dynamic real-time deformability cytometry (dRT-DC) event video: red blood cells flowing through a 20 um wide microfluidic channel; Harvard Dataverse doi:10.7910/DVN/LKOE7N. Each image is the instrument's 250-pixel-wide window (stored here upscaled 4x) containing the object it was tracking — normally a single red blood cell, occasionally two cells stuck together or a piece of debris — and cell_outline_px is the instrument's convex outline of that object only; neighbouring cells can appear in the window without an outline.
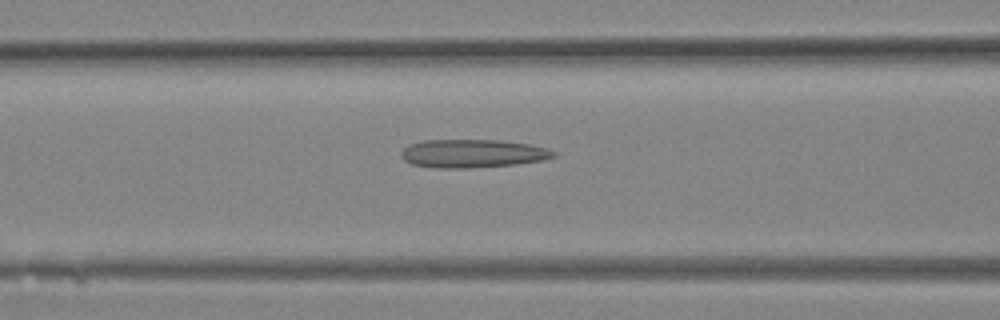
{"species": "Egyptian fruit bat (a non-hibernating species)", "species_latin": "Rousettus aegyptiacus", "temperature_condition": "room temperature", "stored_images_in_passage": 26, "segment_of_instrument_passage": [1, 2], "camera_frame_rate_fps": 3000, "um_per_image_px": 0.085, "animal": {"sex": "female"}, "frame": {"image": 1, "passage_image": 6, "time_ms": 1.667, "image_size_px": [1000, 320], "cell_outline_px": [[556, 156], [544, 160], [516, 164], [472, 168], [440, 168], [412, 164], [404, 160], [400, 156], [400, 152], [408, 144], [424, 140], [500, 140], [528, 144], [548, 148], [556, 152]], "centroid_in_image_um": [40.17, 13.05], "position_along_channel_um": 126.4, "area_um2": 25.26}}
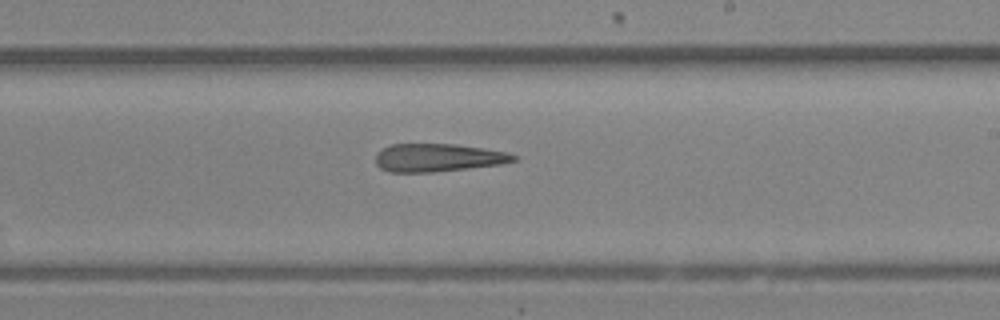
{"frame": {"image": 2, "passage_image": 12, "time_ms": 3.667, "image_size_px": [1000, 320], "cell_outline_px": [[520, 156], [516, 160], [500, 164], [468, 168], [432, 172], [388, 172], [380, 168], [376, 164], [376, 152], [392, 144], [456, 144], [484, 148], [508, 152]], "centroid_in_image_um": [37.24, 13.4], "position_along_channel_um": 251.8, "area_um2": 22.6}}
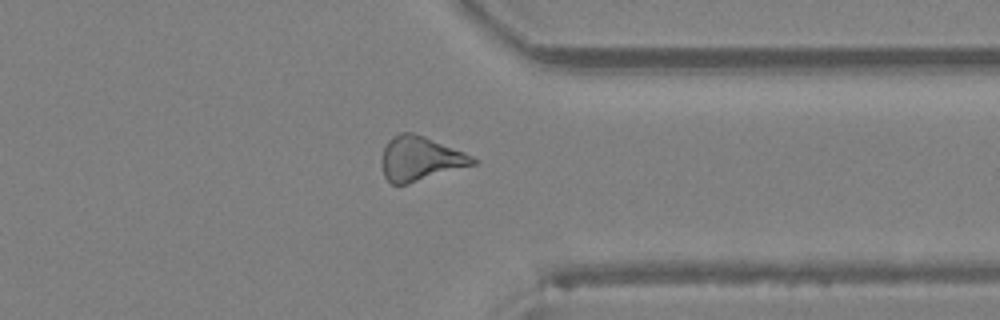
{"frame": {"image": 3, "passage_image": 18, "time_ms": 5.667, "image_size_px": [1000, 320], "cell_outline_px": [[480, 160], [476, 164], [408, 184], [392, 184], [384, 176], [380, 160], [384, 148], [388, 140], [392, 136], [400, 132], [412, 132], [424, 136], [464, 152]], "centroid_in_image_um": [35.7, 13.48], "position_along_channel_um": 375.7, "area_um2": 23.64}}